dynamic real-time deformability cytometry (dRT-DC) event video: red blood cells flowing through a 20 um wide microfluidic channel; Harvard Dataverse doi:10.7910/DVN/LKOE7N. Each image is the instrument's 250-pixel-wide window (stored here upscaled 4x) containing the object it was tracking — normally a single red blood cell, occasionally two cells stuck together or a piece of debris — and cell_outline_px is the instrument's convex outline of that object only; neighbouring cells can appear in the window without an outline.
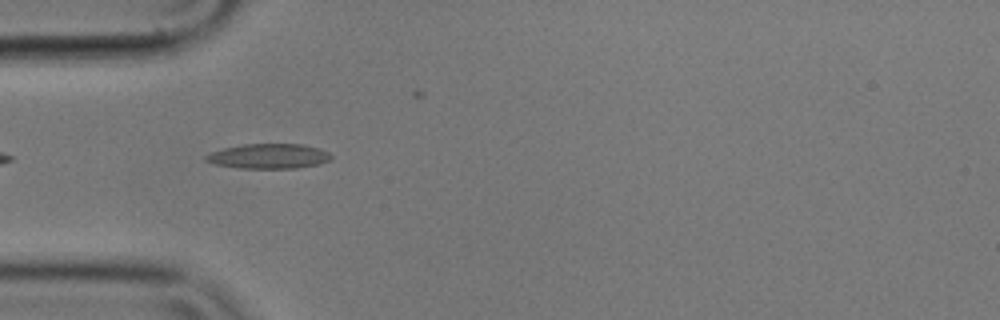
{"species": "common noctule bat (a hibernating species)", "species_latin": "Nyctalus noctula", "temperature_condition": "cold", "stored_images_in_passage": 1, "camera_frame_rate_fps": 3000, "um_per_image_px": 0.085, "animal": {"sex": "male", "body_mass_g": 17.9}, "frame": {"image": 1, "passage_image": 1, "time_ms": 0.0, "image_size_px": [1000, 320], "cell_outline_px": [[332, 160], [320, 164], [296, 168], [240, 168], [216, 164], [204, 160], [204, 156], [212, 152], [224, 148], [244, 144], [304, 144], [320, 148], [328, 152], [332, 156]], "centroid_in_image_um": [22.89, 13.27], "position_along_channel_um": 62.1, "area_um2": 18.21}}